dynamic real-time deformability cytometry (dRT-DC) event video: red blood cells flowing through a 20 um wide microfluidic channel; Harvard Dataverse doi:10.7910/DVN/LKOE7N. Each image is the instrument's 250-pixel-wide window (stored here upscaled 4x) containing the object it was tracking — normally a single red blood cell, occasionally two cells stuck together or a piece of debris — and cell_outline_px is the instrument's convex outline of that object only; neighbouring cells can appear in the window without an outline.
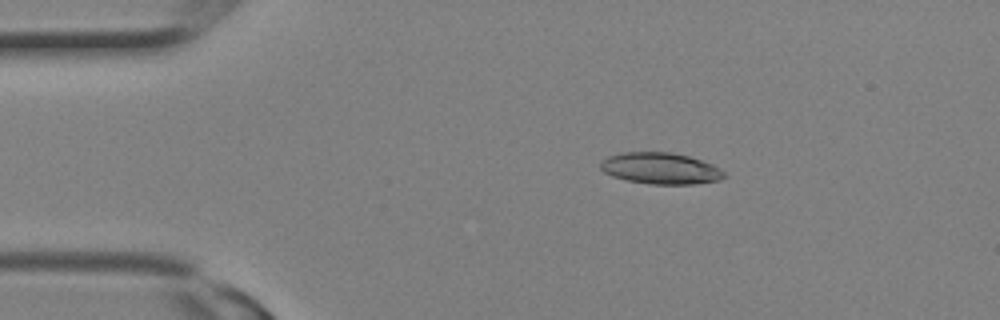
{"species": "Egyptian fruit bat (a non-hibernating species)", "species_latin": "Rousettus aegyptiacus", "temperature_condition": "room temperature", "stored_images_in_passage": 2, "camera_frame_rate_fps": 3000, "um_per_image_px": 0.085, "animal": {"sex": "female"}, "frame": {"image": 1, "passage_image": 1, "time_ms": 0.0, "image_size_px": [1000, 320], "cell_outline_px": [[724, 176], [720, 180], [692, 184], [652, 184], [628, 180], [612, 176], [604, 172], [600, 168], [600, 164], [608, 156], [620, 152], [672, 152], [688, 156], [712, 164], [720, 168], [724, 172]], "centroid_in_image_um": [56.14, 14.3], "position_along_channel_um": 28.9, "area_um2": 22.48}}
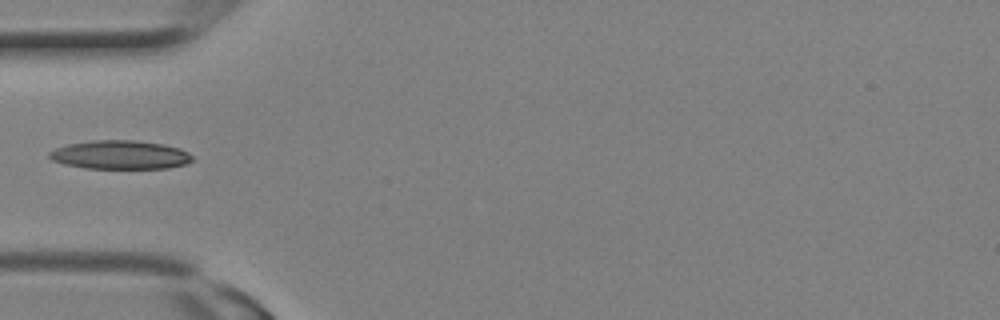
{"frame": {"image": 2, "passage_image": 2, "time_ms": 0.333, "image_size_px": [1000, 320], "cell_outline_px": [[192, 160], [184, 164], [168, 168], [84, 168], [64, 164], [52, 160], [48, 156], [48, 152], [56, 148], [68, 144], [92, 140], [136, 140], [164, 144], [180, 148], [188, 152], [192, 156]], "centroid_in_image_um": [10.2, 13.15], "position_along_channel_um": 74.8, "area_um2": 23.93}}